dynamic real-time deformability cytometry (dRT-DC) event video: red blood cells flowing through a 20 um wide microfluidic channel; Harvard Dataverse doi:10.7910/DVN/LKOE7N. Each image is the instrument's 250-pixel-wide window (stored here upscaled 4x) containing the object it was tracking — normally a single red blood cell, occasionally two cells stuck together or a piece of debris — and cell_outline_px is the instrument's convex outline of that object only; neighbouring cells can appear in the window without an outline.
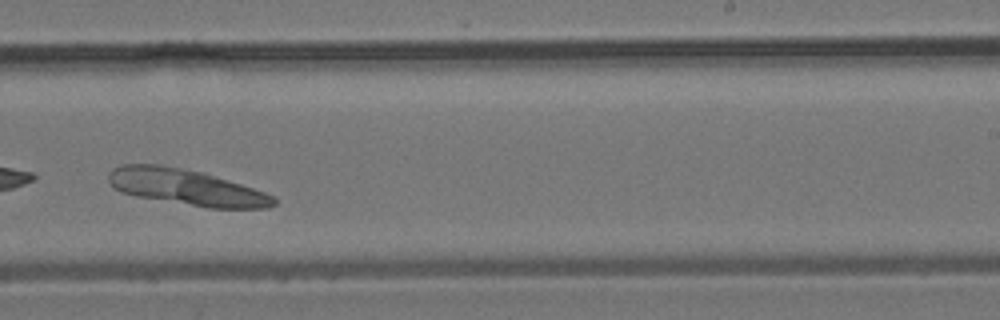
{"species": "common noctule bat (a hibernating species)", "species_latin": "Nyctalus noctula", "temperature_condition": "room temperature", "stored_images_in_passage": 29, "camera_frame_rate_fps": 3000, "um_per_image_px": 0.085, "animal": {"sex": "male", "body_mass_g": 19.2, "forearm_length_mm": 51.8}, "frame": {"image": 1, "passage_image": 17, "time_ms": 5.333, "image_size_px": [1000, 320], "cell_outline_px": [[276, 204], [268, 208], [208, 208], [136, 196], [120, 192], [108, 180], [108, 172], [112, 168], [124, 164], [160, 164], [204, 172], [264, 192], [272, 196], [276, 200]], "centroid_in_image_um": [15.81, 15.91], "position_along_channel_um": 273.2, "area_um2": 34.51}}
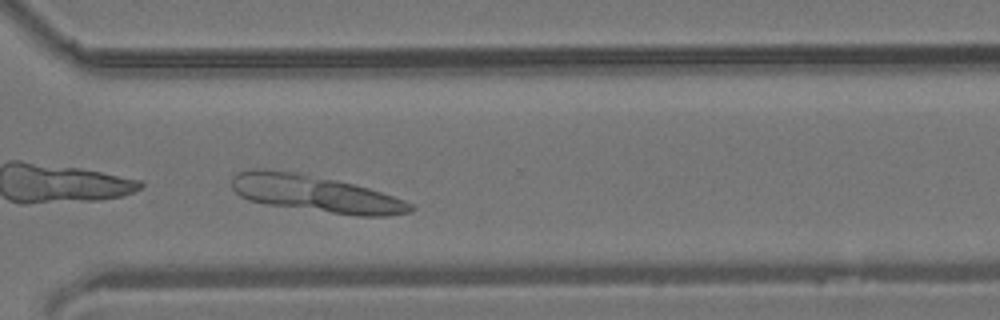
{"frame": {"image": 2, "passage_image": 21, "time_ms": 6.667, "image_size_px": [1000, 320], "cell_outline_px": [[416, 208], [412, 212], [388, 216], [356, 216], [268, 204], [248, 200], [240, 196], [232, 188], [232, 176], [236, 172], [252, 168], [264, 168], [296, 172], [336, 180], [368, 188], [404, 200], [412, 204]], "centroid_in_image_um": [26.79, 16.46], "position_along_channel_um": 343.8, "area_um2": 38.32}}